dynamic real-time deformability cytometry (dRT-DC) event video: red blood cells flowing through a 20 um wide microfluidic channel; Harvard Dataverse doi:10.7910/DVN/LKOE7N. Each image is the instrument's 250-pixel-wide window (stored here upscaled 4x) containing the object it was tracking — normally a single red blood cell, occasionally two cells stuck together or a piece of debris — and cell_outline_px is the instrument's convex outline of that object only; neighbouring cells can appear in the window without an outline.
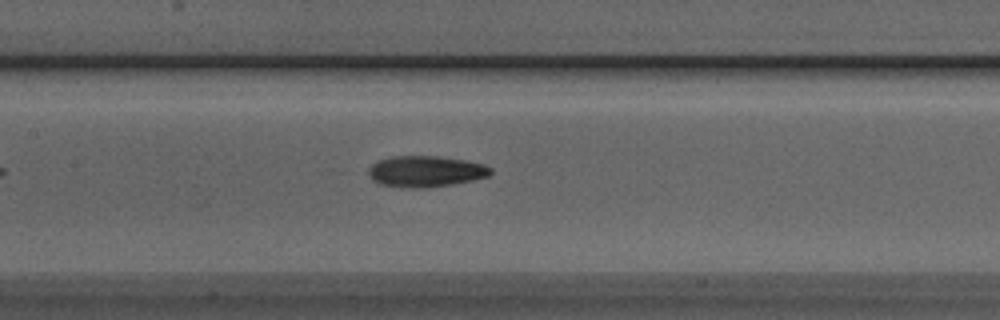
{"species": "Egyptian fruit bat (a non-hibernating species)", "species_latin": "Rousettus aegyptiacus", "temperature_condition": "room temperature", "stored_images_in_passage": 36, "camera_frame_rate_fps": 3000, "um_per_image_px": 0.085, "animal": {"sex": "male"}, "frame": {"image": 1, "passage_image": 9, "time_ms": 2.667, "image_size_px": [1000, 320], "cell_outline_px": [[492, 172], [488, 176], [472, 180], [452, 184], [420, 188], [412, 188], [380, 184], [372, 180], [368, 176], [368, 168], [372, 164], [380, 160], [392, 156], [440, 156], [468, 160], [484, 164], [492, 168]], "centroid_in_image_um": [36.18, 14.55], "position_along_channel_um": 171.2, "area_um2": 22.2}}
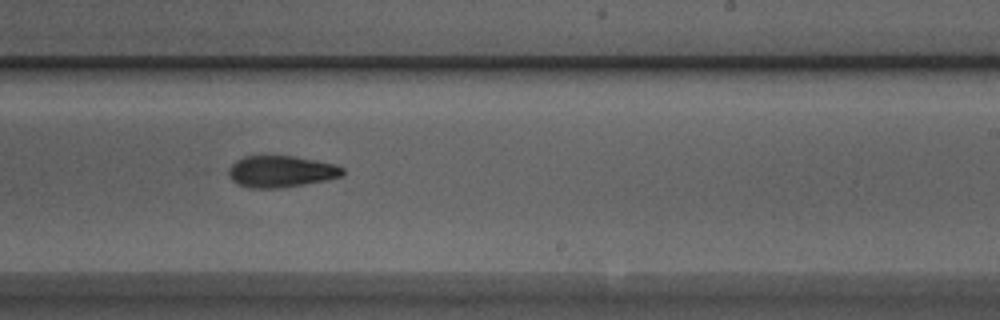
{"frame": {"image": 2, "passage_image": 16, "time_ms": 5.0, "image_size_px": [1000, 320], "cell_outline_px": [[344, 172], [340, 176], [328, 180], [280, 188], [248, 188], [236, 184], [228, 176], [228, 168], [236, 160], [244, 156], [292, 156], [332, 164], [344, 168]], "centroid_in_image_um": [23.82, 14.59], "position_along_channel_um": 265.2, "area_um2": 20.92}}
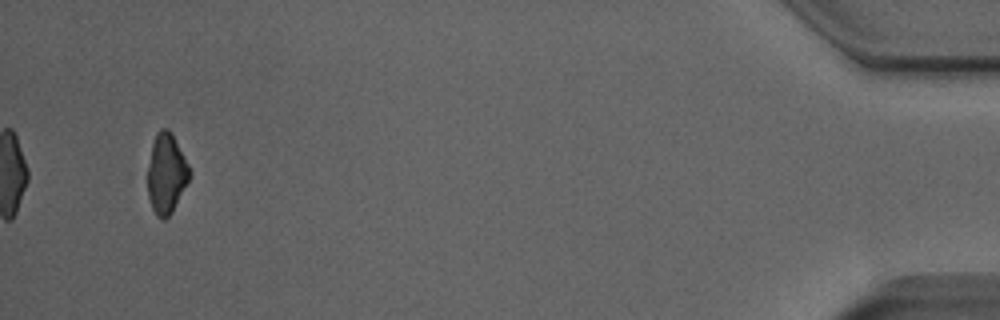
{"frame": {"image": 3, "passage_image": 34, "time_ms": 11.0, "image_size_px": [1000, 320], "cell_outline_px": [[192, 172], [172, 212], [164, 220], [160, 220], [156, 216], [152, 208], [148, 196], [148, 168], [152, 144], [156, 132], [160, 128], [168, 128], [172, 132]], "centroid_in_image_um": [14.13, 14.74], "position_along_channel_um": 421.1, "area_um2": 19.48}, "authors_computed_cell_mechanics": {"area_um2": 21.1548, "velocity_mm_per_s": 4.0416, "shape_relaxation_time_tau1_ms": 5.7001, "shape_relaxation_time_tau2_ms": 3.7711, "deformation_change_tau1": 0.1422, "deformation_change_tau2": 0.1157}}